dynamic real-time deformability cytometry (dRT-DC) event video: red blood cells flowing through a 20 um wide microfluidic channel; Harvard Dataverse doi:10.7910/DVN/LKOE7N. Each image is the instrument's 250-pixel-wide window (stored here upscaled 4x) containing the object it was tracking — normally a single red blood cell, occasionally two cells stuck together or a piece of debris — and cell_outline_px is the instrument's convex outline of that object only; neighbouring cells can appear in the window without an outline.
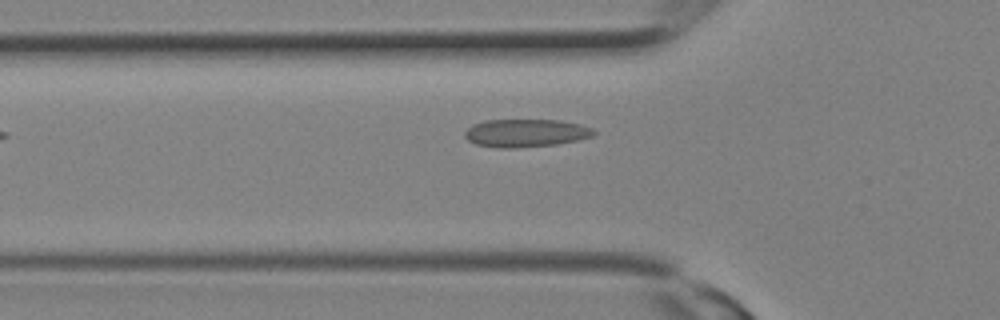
{"species": "Egyptian fruit bat (a non-hibernating species)", "species_latin": "Rousettus aegyptiacus", "temperature_condition": "room temperature", "stored_images_in_passage": 2, "camera_frame_rate_fps": 3000, "um_per_image_px": 0.085, "animal": {"sex": "female"}, "frame": {"image": 1, "passage_image": 2, "time_ms": 0.333, "image_size_px": [1000, 320], "cell_outline_px": [[596, 132], [592, 136], [576, 140], [556, 144], [516, 148], [500, 148], [476, 144], [468, 140], [464, 136], [464, 132], [472, 124], [484, 120], [560, 120], [580, 124], [592, 128]], "centroid_in_image_um": [44.66, 11.3], "position_along_channel_um": 81.1, "area_um2": 20.98}}